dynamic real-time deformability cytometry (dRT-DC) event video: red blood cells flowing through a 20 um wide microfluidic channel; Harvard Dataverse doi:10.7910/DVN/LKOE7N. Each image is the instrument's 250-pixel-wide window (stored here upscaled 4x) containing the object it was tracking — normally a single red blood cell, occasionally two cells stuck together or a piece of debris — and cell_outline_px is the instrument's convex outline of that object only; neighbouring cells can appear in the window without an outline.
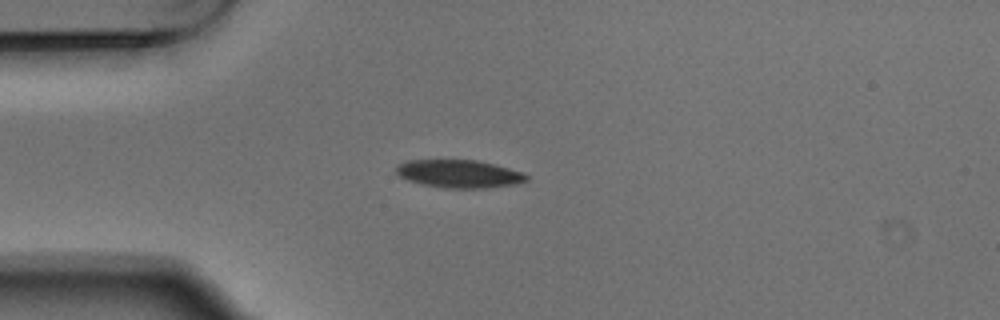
{"species": "Egyptian fruit bat (a non-hibernating species)", "species_latin": "Rousettus aegyptiacus", "temperature_condition": "warm", "stored_images_in_passage": 1, "camera_frame_rate_fps": 3000, "um_per_image_px": 0.085, "animal": {"sex": "male"}, "frame": {"image": 1, "passage_image": 1, "time_ms": 0.0, "image_size_px": [1000, 320], "cell_outline_px": [[528, 180], [516, 184], [484, 188], [444, 188], [420, 184], [408, 180], [400, 176], [396, 172], [396, 164], [408, 160], [476, 160], [524, 172], [528, 176]], "centroid_in_image_um": [39.01, 14.78], "position_along_channel_um": 46.0, "area_um2": 21.21}}